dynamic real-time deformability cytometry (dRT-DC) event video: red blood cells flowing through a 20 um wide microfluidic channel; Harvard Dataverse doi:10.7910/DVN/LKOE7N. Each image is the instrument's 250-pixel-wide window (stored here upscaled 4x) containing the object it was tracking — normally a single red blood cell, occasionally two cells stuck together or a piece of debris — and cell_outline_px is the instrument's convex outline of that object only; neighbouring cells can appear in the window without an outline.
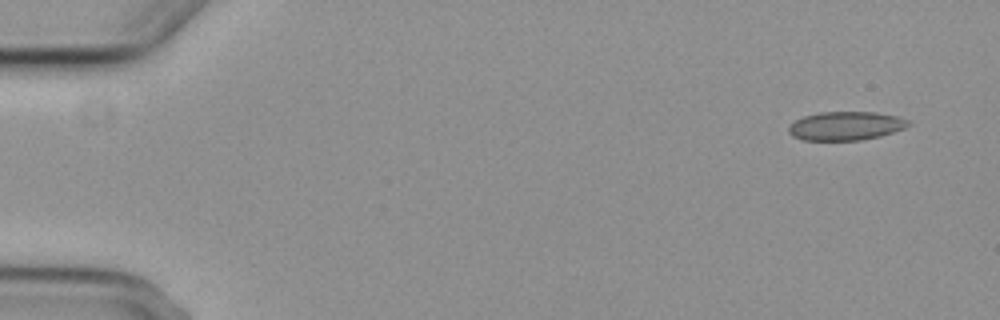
{"species": "common noctule bat (a hibernating species)", "species_latin": "Nyctalus noctula", "temperature_condition": "cold", "stored_images_in_passage": 3, "camera_frame_rate_fps": 3000, "um_per_image_px": 0.085, "animal": {"sex": "female", "body_mass_g": 29.2, "forearm_length_mm": 56.3}, "frame": {"image": 1, "passage_image": 1, "time_ms": 0.0, "image_size_px": [1000, 320], "cell_outline_px": [[908, 124], [904, 128], [880, 136], [860, 140], [800, 140], [792, 136], [788, 132], [788, 128], [796, 120], [804, 116], [820, 112], [876, 112], [896, 116], [908, 120]], "centroid_in_image_um": [71.85, 10.7], "position_along_channel_um": 13.2, "area_um2": 19.83}}
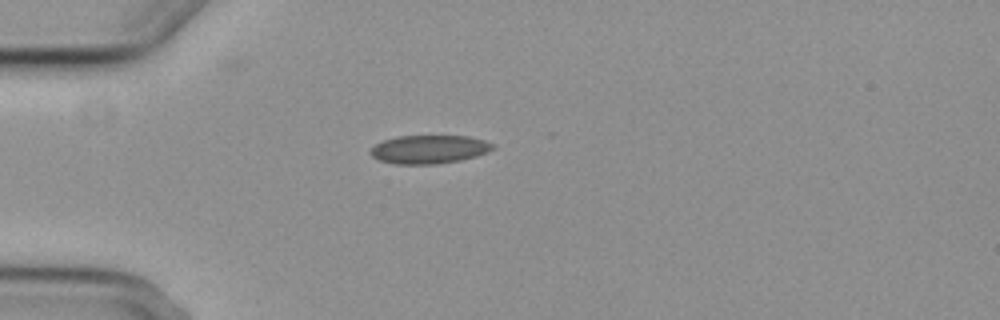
{"frame": {"image": 2, "passage_image": 3, "time_ms": 4.0, "image_size_px": [1000, 320], "cell_outline_px": [[496, 148], [488, 152], [476, 156], [460, 160], [436, 164], [396, 164], [380, 160], [372, 156], [368, 152], [376, 144], [384, 140], [396, 136], [468, 136], [484, 140], [492, 144]], "centroid_in_image_um": [36.48, 12.69], "position_along_channel_um": 48.5, "area_um2": 20.23}}